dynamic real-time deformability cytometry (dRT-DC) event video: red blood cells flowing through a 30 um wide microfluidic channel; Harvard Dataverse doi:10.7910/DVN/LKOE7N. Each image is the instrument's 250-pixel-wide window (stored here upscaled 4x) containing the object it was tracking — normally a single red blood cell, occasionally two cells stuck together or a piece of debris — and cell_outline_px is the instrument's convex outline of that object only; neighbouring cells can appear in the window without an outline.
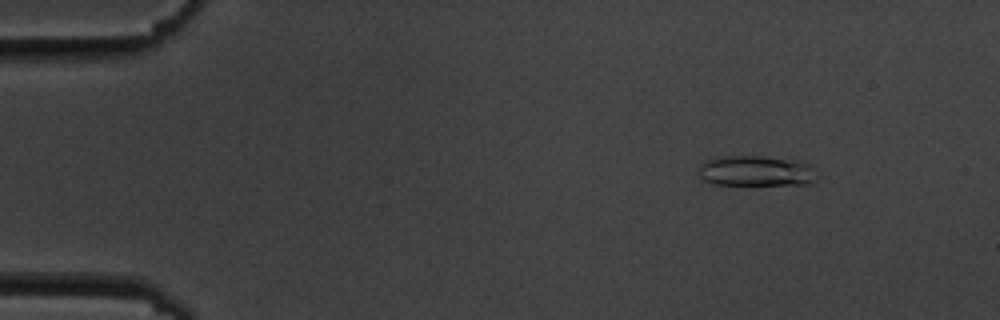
{"species": "common noctule bat (a hibernating species)", "species_latin": "Nyctalus noctula", "temperature_condition": "cold", "stored_images_in_passage": 5, "camera_frame_rate_fps": 3000, "um_per_image_px": 0.085, "animal": {"sex": "male", "body_mass_g": 19.5, "forearm_length_mm": 54.6}, "frame": {"image": 1, "passage_image": 2, "time_ms": 1.333, "image_size_px": [1000, 320], "cell_outline_px": [[820, 176], [816, 180], [808, 184], [712, 184], [704, 180], [700, 176], [700, 164], [704, 160], [720, 156], [764, 156], [800, 160], [812, 164], [816, 168]], "centroid_in_image_um": [64.36, 14.51], "position_along_channel_um": 20.6, "area_um2": 21.5}}